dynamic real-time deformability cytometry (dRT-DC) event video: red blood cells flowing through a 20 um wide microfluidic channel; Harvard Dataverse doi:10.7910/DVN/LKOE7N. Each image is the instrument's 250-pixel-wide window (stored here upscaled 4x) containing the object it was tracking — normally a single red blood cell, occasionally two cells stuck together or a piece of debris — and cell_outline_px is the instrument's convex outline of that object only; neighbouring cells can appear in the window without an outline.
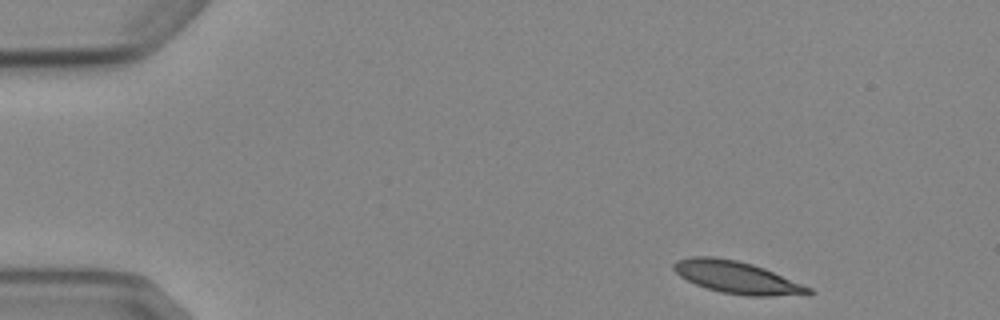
{"species": "Egyptian fruit bat (a non-hibernating species)", "species_latin": "Rousettus aegyptiacus", "temperature_condition": "cold", "stored_images_in_passage": 3, "camera_frame_rate_fps": 3000, "um_per_image_px": 0.085, "animal": {"sex": "female"}, "frame": {"image": 1, "passage_image": 1, "time_ms": 0.0, "image_size_px": [1000, 320], "cell_outline_px": [[816, 292], [808, 296], [748, 296], [720, 292], [696, 284], [680, 276], [672, 268], [672, 264], [676, 260], [692, 256], [712, 256], [736, 260], [752, 264], [764, 268], [812, 288]], "centroid_in_image_um": [62.7, 23.59], "position_along_channel_um": 22.3, "area_um2": 25.55}}
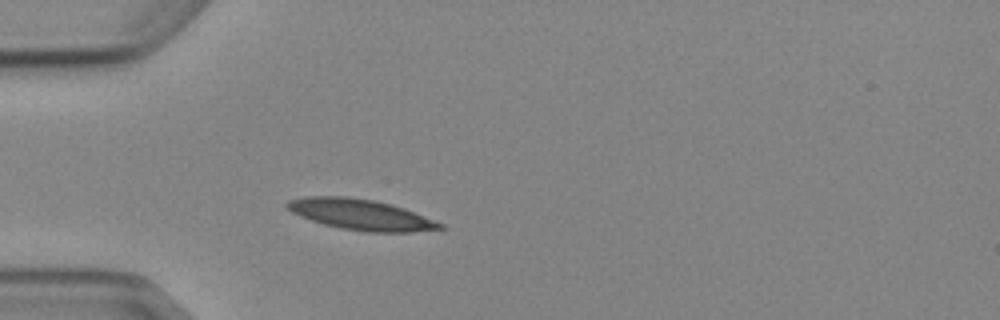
{"frame": {"image": 2, "passage_image": 3, "time_ms": 3.0, "image_size_px": [1000, 320], "cell_outline_px": [[444, 228], [412, 232], [364, 232], [340, 228], [324, 224], [300, 216], [292, 212], [284, 204], [288, 200], [304, 196], [344, 196], [372, 200], [392, 204], [404, 208], [444, 224]], "centroid_in_image_um": [30.65, 18.24], "position_along_channel_um": 54.4, "area_um2": 27.28}}